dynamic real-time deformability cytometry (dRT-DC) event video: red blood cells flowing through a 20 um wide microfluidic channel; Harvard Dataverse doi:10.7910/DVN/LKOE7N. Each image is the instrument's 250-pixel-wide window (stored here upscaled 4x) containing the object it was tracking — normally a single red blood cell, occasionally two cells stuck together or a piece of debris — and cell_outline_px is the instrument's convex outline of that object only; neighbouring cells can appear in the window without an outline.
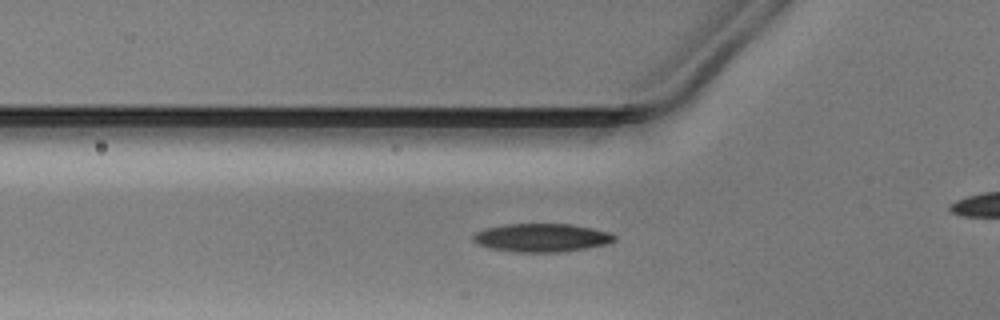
{"species": "Egyptian fruit bat (a non-hibernating species)", "species_latin": "Rousettus aegyptiacus", "temperature_condition": "warm", "stored_images_in_passage": 35, "camera_frame_rate_fps": 3000, "um_per_image_px": 0.085, "animal": {"sex": "male"}, "frame": {"image": 1, "passage_image": 10, "time_ms": 3.0, "image_size_px": [1000, 320], "cell_outline_px": [[616, 240], [608, 244], [560, 252], [516, 252], [488, 248], [472, 240], [472, 236], [476, 232], [484, 228], [504, 224], [572, 224], [592, 228], [608, 232], [616, 236]], "centroid_in_image_um": [46.02, 20.2], "position_along_channel_um": 79.8, "area_um2": 23.35}}
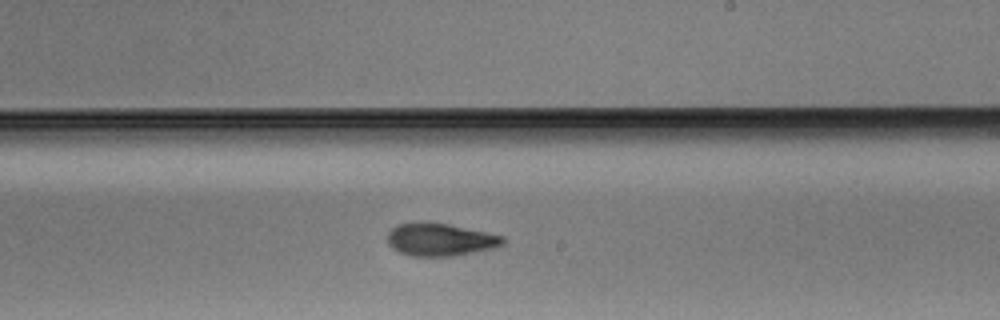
{"frame": {"image": 2, "passage_image": 23, "time_ms": 7.333, "image_size_px": [1000, 320], "cell_outline_px": [[504, 244], [492, 248], [476, 252], [456, 256], [412, 256], [400, 252], [392, 248], [388, 244], [388, 232], [396, 224], [420, 220], [428, 220], [448, 224], [504, 236]], "centroid_in_image_um": [37.37, 20.34], "position_along_channel_um": 251.6, "area_um2": 22.37}}
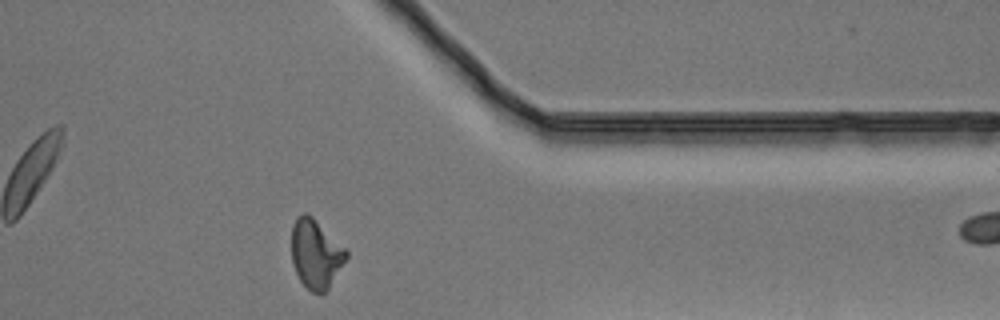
{"frame": {"image": 3, "passage_image": 34, "time_ms": 11.0, "image_size_px": [1000, 320], "cell_outline_px": [[348, 256], [328, 288], [320, 296], [312, 292], [300, 280], [296, 272], [292, 260], [292, 224], [296, 216], [304, 212], [312, 216], [348, 252]], "centroid_in_image_um": [26.82, 21.58], "position_along_channel_um": 384.6, "area_um2": 21.68}}